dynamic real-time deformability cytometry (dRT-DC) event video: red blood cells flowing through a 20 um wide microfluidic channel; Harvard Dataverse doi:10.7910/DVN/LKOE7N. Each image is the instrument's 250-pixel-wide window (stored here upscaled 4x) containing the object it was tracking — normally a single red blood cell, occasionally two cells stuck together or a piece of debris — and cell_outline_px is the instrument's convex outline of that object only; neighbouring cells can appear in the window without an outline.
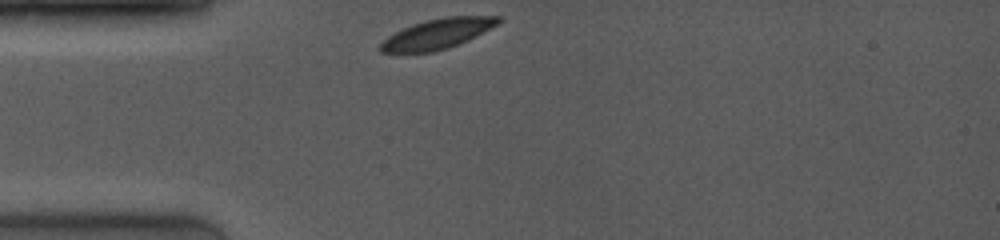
{"species": "common noctule bat (a hibernating species)", "species_latin": "Nyctalus noctula", "temperature_condition": "room temperature", "stored_images_in_passage": 23, "camera_frame_rate_fps": 4000, "um_per_image_px": 0.085, "animal": {"sex": "female", "body_mass_g": 19.0, "forearm_length_mm": 53.3}, "frame": {"image": 1, "passage_image": 1, "time_ms": 0.0, "image_size_px": [1000, 240], "cell_outline_px": [[504, 20], [448, 48], [432, 52], [380, 52], [380, 44], [388, 36], [412, 24], [424, 20], [444, 16], [504, 16]], "centroid_in_image_um": [37.16, 2.85], "position_along_channel_um": 47.8, "area_um2": 20.11}}
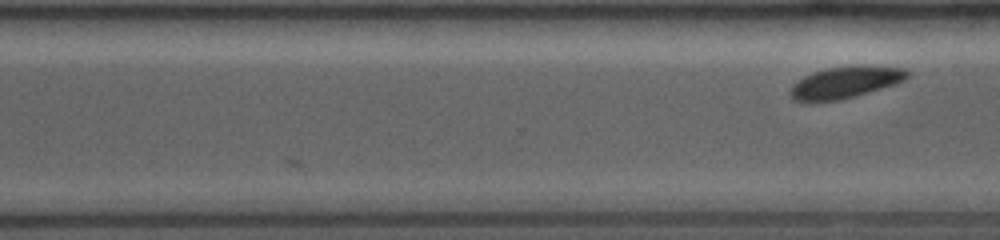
{"frame": {"image": 2, "passage_image": 23, "time_ms": 6.75, "image_size_px": [1000, 240], "cell_outline_px": [[912, 72], [904, 80], [896, 84], [856, 96], [840, 100], [812, 104], [808, 104], [792, 100], [788, 92], [792, 84], [796, 80], [812, 72], [828, 68], [856, 64], [864, 64], [904, 68]], "centroid_in_image_um": [71.8, 7.02], "position_along_channel_um": 298.8, "area_um2": 22.72}}